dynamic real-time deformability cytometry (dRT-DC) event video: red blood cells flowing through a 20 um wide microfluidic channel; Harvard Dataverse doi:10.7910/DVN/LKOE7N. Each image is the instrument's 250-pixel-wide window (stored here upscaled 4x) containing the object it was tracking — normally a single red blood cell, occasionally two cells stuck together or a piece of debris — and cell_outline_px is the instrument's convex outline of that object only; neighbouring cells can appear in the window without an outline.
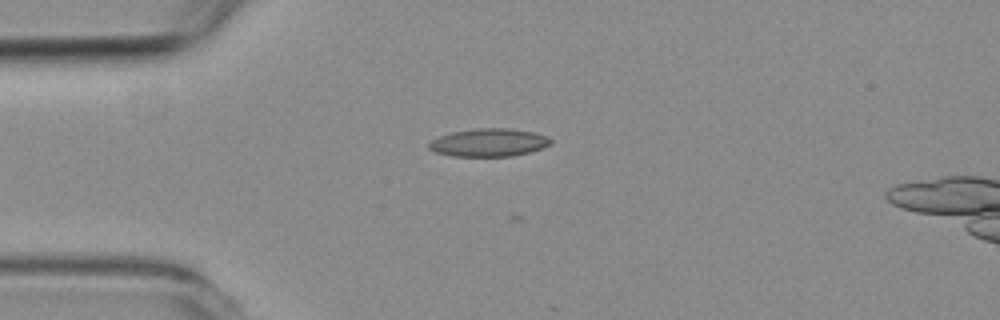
{"species": "common noctule bat (a hibernating species)", "species_latin": "Nyctalus noctula", "temperature_condition": "room temperature", "stored_images_in_passage": 6, "camera_frame_rate_fps": 3000, "um_per_image_px": 0.085, "animal": {"sex": "female", "body_mass_g": 19.3, "forearm_length_mm": 54.1}, "frame": {"image": 1, "passage_image": 4, "time_ms": 3.667, "image_size_px": [1000, 320], "cell_outline_px": [[552, 144], [544, 148], [512, 156], [452, 156], [436, 152], [428, 148], [428, 144], [432, 140], [440, 136], [452, 132], [476, 128], [508, 128], [532, 132], [548, 136], [552, 140]], "centroid_in_image_um": [41.58, 12.11], "position_along_channel_um": 43.4, "area_um2": 19.83}}